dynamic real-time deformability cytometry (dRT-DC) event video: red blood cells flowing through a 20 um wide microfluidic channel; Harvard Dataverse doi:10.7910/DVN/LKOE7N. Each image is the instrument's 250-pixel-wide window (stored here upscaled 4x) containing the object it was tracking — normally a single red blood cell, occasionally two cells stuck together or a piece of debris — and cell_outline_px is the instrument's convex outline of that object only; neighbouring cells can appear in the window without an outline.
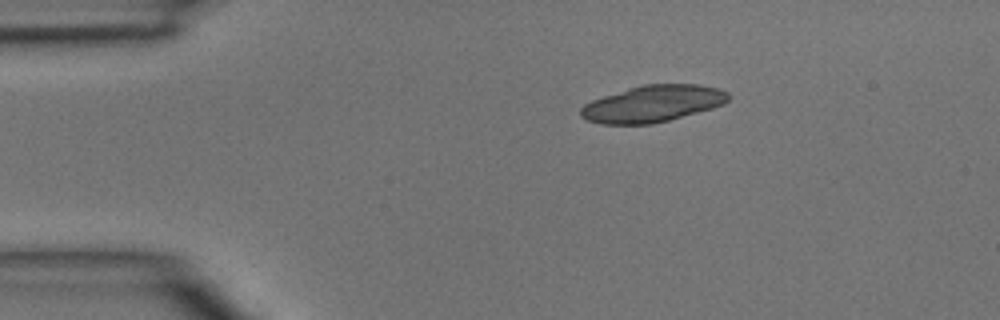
{"species": "common noctule bat (a hibernating species)", "species_latin": "Nyctalus noctula", "temperature_condition": "room temperature", "stored_images_in_passage": 39, "camera_frame_rate_fps": 3000, "um_per_image_px": 0.085, "animal": {"sex": "male", "body_mass_g": 15.6}, "frame": {"image": 1, "passage_image": 1, "time_ms": 0.0, "image_size_px": [1000, 320], "cell_outline_px": [[728, 100], [724, 104], [712, 108], [668, 120], [652, 124], [604, 124], [588, 120], [580, 116], [580, 108], [584, 104], [592, 100], [640, 84], [700, 84], [720, 88], [728, 92]], "centroid_in_image_um": [55.49, 8.8], "position_along_channel_um": 29.5, "area_um2": 31.5}}